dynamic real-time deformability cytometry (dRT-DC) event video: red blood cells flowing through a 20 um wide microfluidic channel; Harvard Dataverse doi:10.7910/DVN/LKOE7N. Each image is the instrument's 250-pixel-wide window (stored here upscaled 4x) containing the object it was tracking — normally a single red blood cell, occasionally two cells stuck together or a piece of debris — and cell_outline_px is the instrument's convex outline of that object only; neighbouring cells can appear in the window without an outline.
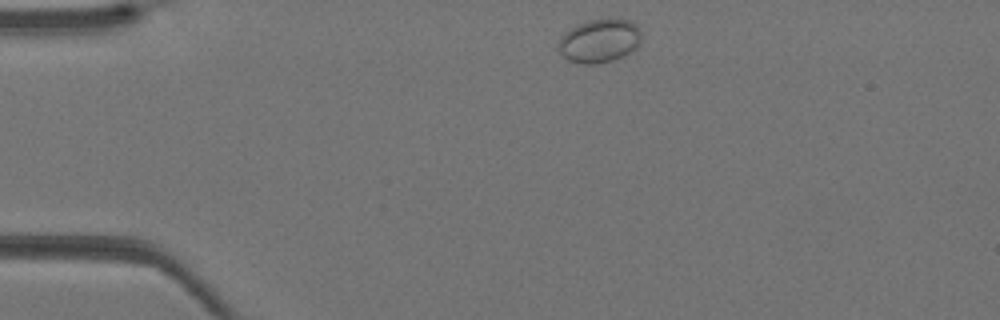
{"species": "Egyptian fruit bat (a non-hibernating species)", "species_latin": "Rousettus aegyptiacus", "temperature_condition": "warm", "stored_images_in_passage": 34, "camera_frame_rate_fps": 3000, "um_per_image_px": 0.085, "animal": {"sex": "female"}, "frame": {"image": 1, "passage_image": 1, "time_ms": 0.0, "image_size_px": [1000, 320], "cell_outline_px": [[640, 40], [636, 48], [624, 56], [612, 60], [592, 64], [580, 64], [568, 60], [560, 52], [560, 36], [564, 32], [588, 20], [616, 16], [628, 20], [636, 24], [640, 28]], "centroid_in_image_um": [50.99, 3.43], "position_along_channel_um": 34.0, "area_um2": 21.21}}
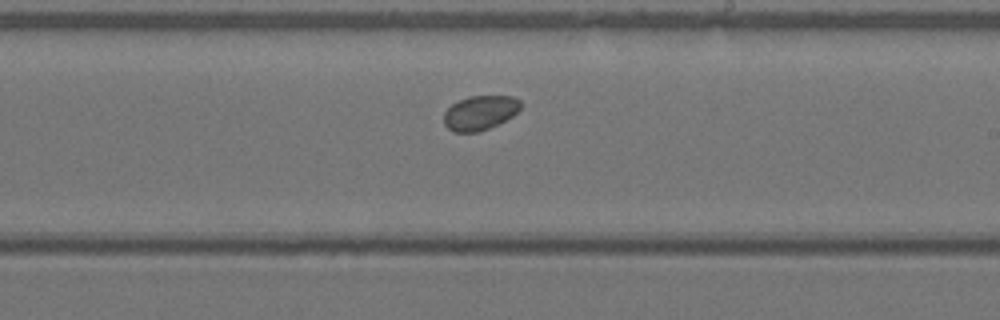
{"frame": {"image": 2, "passage_image": 17, "time_ms": 5.333, "image_size_px": [1000, 320], "cell_outline_px": [[520, 108], [512, 116], [480, 132], [452, 132], [444, 124], [444, 112], [452, 104], [468, 96], [516, 96], [520, 100]], "centroid_in_image_um": [40.78, 9.58], "position_along_channel_um": 248.2, "area_um2": 15.32}}
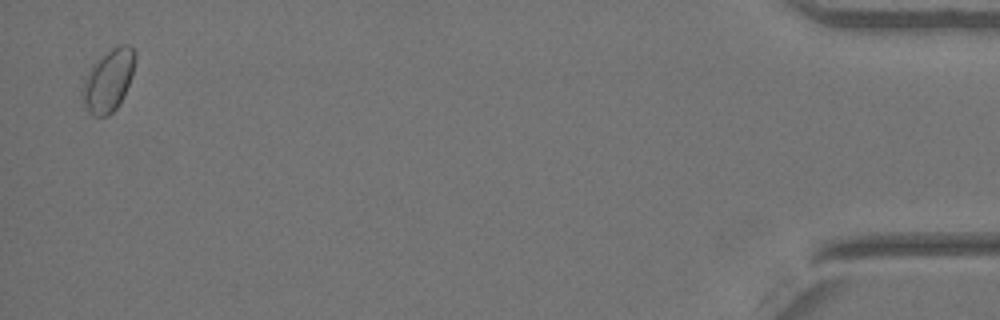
{"frame": {"image": 3, "passage_image": 33, "time_ms": 10.667, "image_size_px": [1000, 320], "cell_outline_px": [[136, 60], [132, 76], [124, 96], [116, 108], [108, 116], [92, 116], [88, 112], [80, 96], [80, 92], [84, 76], [88, 68], [96, 60], [112, 48], [120, 44], [128, 44], [136, 52]], "centroid_in_image_um": [9.19, 6.83], "position_along_channel_um": 426.0, "area_um2": 19.59}}